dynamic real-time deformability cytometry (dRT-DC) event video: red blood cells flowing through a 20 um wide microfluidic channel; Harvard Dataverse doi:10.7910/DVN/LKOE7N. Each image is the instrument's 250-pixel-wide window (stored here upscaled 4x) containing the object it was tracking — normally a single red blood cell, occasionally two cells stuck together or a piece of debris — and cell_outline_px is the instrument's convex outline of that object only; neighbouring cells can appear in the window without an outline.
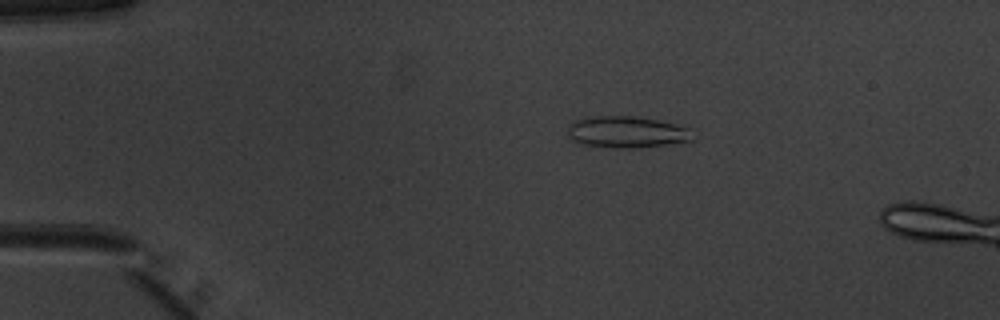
{"species": "common noctule bat (a hibernating species)", "species_latin": "Nyctalus noctula", "temperature_condition": "warm", "stored_images_in_passage": 51, "camera_frame_rate_fps": 3000, "um_per_image_px": 0.085, "animal": {"sex": "male", "body_mass_g": 20.1, "forearm_length_mm": 53.5}, "frame": {"image": 1, "passage_image": 11, "time_ms": 3.333, "image_size_px": [1000, 320], "cell_outline_px": [[696, 140], [636, 148], [628, 148], [584, 144], [572, 140], [568, 136], [568, 124], [572, 120], [596, 116], [632, 116], [656, 120], [676, 124], [692, 128]], "centroid_in_image_um": [53.32, 11.21], "position_along_channel_um": 31.7, "area_um2": 23.0}}
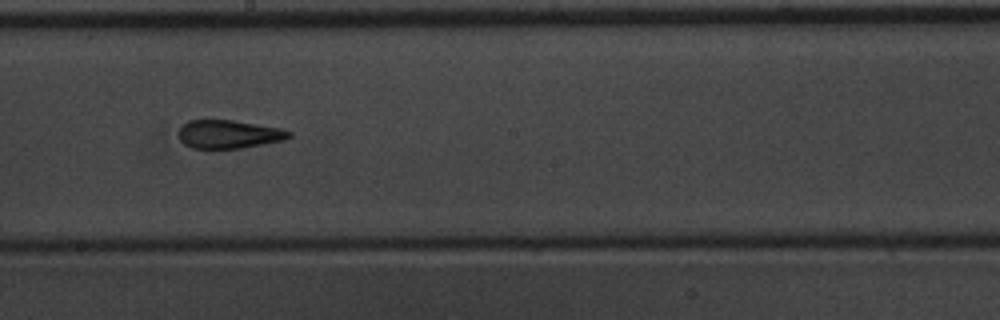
{"frame": {"image": 2, "passage_image": 30, "time_ms": 9.667, "image_size_px": [1000, 320], "cell_outline_px": [[292, 136], [284, 140], [264, 144], [240, 148], [212, 152], [192, 148], [184, 144], [180, 140], [180, 128], [188, 120], [232, 120], [280, 128], [292, 132]], "centroid_in_image_um": [19.42, 11.46], "position_along_channel_um": 228.8, "area_um2": 18.79}}
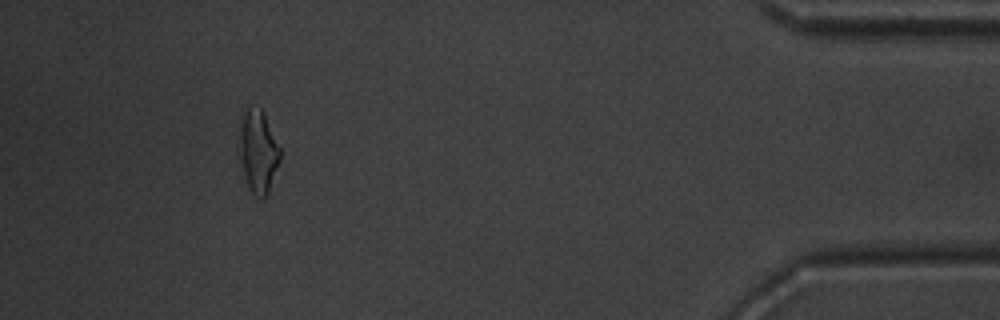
{"frame": {"image": 3, "passage_image": 48, "time_ms": 15.667, "image_size_px": [1000, 320], "cell_outline_px": [[280, 160], [268, 196], [264, 200], [260, 200], [248, 188], [240, 160], [236, 128], [240, 112], [248, 108], [260, 108], [264, 112], [280, 148]], "centroid_in_image_um": [21.89, 12.85], "position_along_channel_um": 413.3, "area_um2": 20.58}}